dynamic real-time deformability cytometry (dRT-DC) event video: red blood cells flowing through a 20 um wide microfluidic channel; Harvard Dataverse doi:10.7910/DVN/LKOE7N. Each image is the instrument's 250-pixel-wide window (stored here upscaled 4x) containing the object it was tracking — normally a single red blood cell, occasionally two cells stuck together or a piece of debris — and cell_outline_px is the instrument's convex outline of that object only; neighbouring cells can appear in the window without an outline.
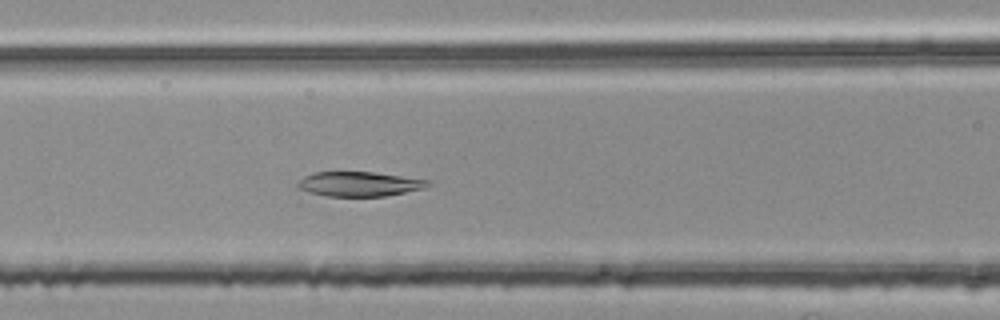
{"species": "common noctule bat (a hibernating species)", "species_latin": "Nyctalus noctula", "temperature_condition": "room temperature", "stored_images_in_passage": 45, "camera_frame_rate_fps": 3000, "um_per_image_px": 0.085, "animal": {"sex": "female", "body_mass_g": 25.1}, "frame": {"image": 1, "passage_image": 15, "time_ms": 4.667, "image_size_px": [1000, 320], "cell_outline_px": [[432, 184], [424, 188], [388, 196], [324, 196], [308, 192], [296, 188], [296, 184], [304, 176], [312, 172], [372, 172], [432, 180]], "centroid_in_image_um": [30.54, 15.64], "position_along_channel_um": 136.1, "area_um2": 18.9}}
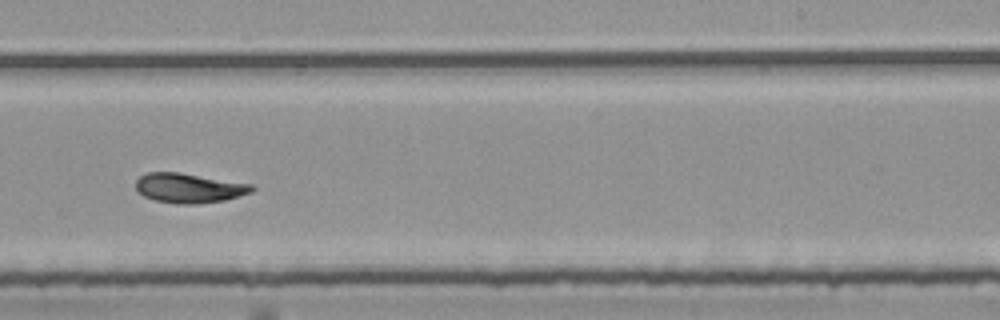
{"frame": {"image": 2, "passage_image": 26, "time_ms": 8.333, "image_size_px": [1000, 320], "cell_outline_px": [[256, 188], [252, 192], [224, 200], [196, 204], [176, 204], [156, 200], [144, 196], [136, 188], [136, 180], [140, 176], [148, 172], [180, 172], [252, 184]], "centroid_in_image_um": [16.08, 15.98], "position_along_channel_um": 272.9, "area_um2": 20.0}}
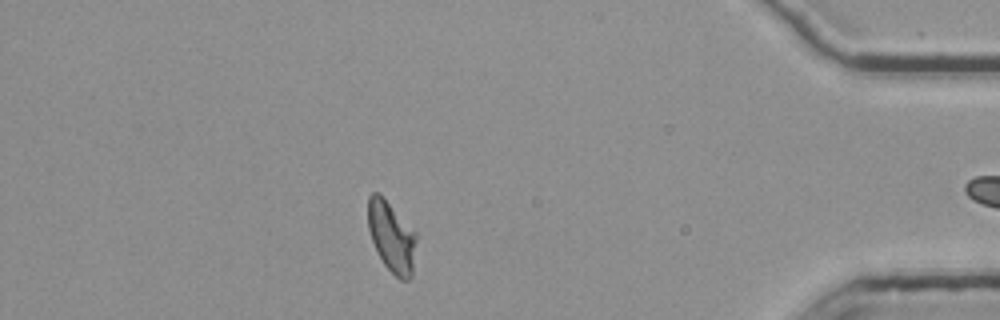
{"frame": {"image": 3, "passage_image": 40, "time_ms": 13.0, "image_size_px": [1000, 320], "cell_outline_px": [[416, 240], [412, 276], [408, 280], [400, 280], [384, 264], [372, 240], [368, 228], [368, 196], [372, 192], [380, 192], [416, 232]], "centroid_in_image_um": [33.28, 20.09], "position_along_channel_um": 401.9, "area_um2": 19.88}}